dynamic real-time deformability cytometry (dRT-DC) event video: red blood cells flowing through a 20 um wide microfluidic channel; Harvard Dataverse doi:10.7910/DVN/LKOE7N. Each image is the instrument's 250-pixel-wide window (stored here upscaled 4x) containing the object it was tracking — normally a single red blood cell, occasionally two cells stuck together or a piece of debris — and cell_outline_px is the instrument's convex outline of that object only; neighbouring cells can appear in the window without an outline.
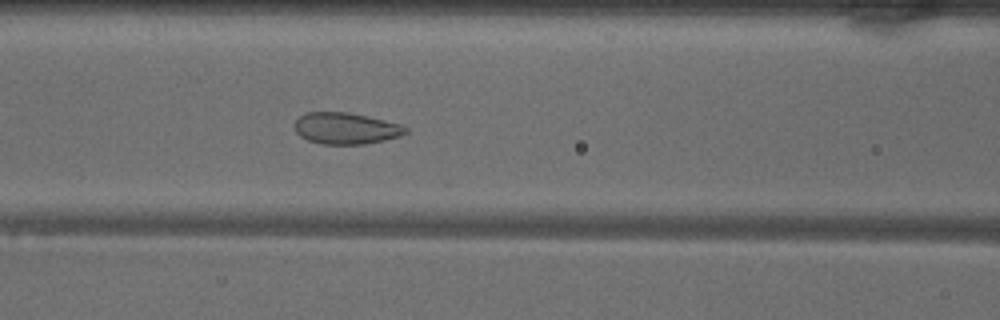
{"species": "common noctule bat (a hibernating species)", "species_latin": "Nyctalus noctula", "temperature_condition": "warm", "stored_images_in_passage": 48, "camera_frame_rate_fps": 3000, "um_per_image_px": 0.085, "animal": {"sex": "male", "body_mass_g": 18.8}, "frame": {"image": 1, "passage_image": 19, "time_ms": 6.0, "image_size_px": [1000, 320], "cell_outline_px": [[408, 132], [400, 136], [384, 140], [364, 144], [324, 144], [308, 140], [300, 136], [296, 132], [292, 124], [304, 112], [348, 112], [384, 120], [400, 124], [408, 128]], "centroid_in_image_um": [29.37, 10.9], "position_along_channel_um": 137.2, "area_um2": 20.4}}
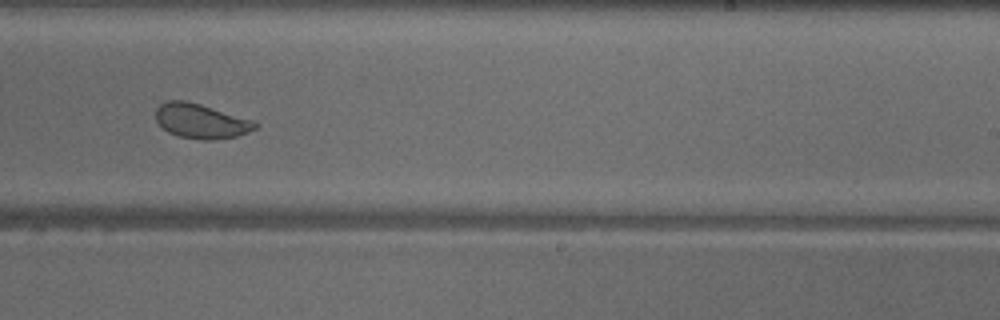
{"frame": {"image": 2, "passage_image": 29, "time_ms": 9.333, "image_size_px": [1000, 320], "cell_outline_px": [[260, 124], [256, 128], [248, 132], [236, 136], [208, 140], [200, 140], [180, 136], [168, 132], [156, 120], [156, 108], [160, 104], [168, 100], [188, 100], [252, 120]], "centroid_in_image_um": [17.07, 10.28], "position_along_channel_um": 271.9, "area_um2": 19.94}}
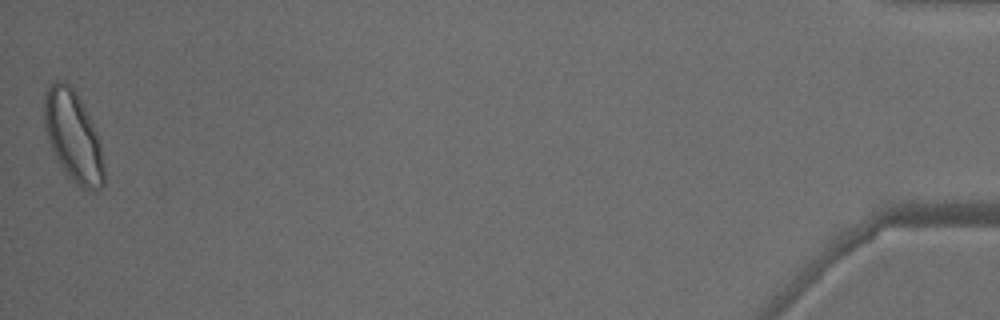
{"frame": {"image": 3, "passage_image": 48, "time_ms": 15.667, "image_size_px": [1000, 320], "cell_outline_px": [[104, 184], [100, 188], [92, 192], [76, 184], [64, 172], [52, 148], [44, 124], [44, 96], [48, 88], [56, 80], [60, 80], [72, 84], [100, 140], [104, 164]], "centroid_in_image_um": [6.24, 11.6], "position_along_channel_um": 429.0, "area_um2": 31.27}, "authors_computed_cell_mechanics": {"area_um2": 23.5824, "velocity_mm_per_s": 4.0538, "shape_relaxation_time_tau1_ms": 4.7257, "shape_relaxation_time_tau2_ms": 0.8335, "deformation_change_tau1": 0.103, "deformation_change_tau2": 0.067}}